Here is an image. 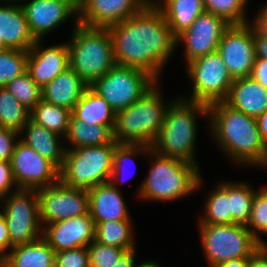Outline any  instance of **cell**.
<instances>
[{
  "label": "cell",
  "instance_id": "1",
  "mask_svg": "<svg viewBox=\"0 0 267 267\" xmlns=\"http://www.w3.org/2000/svg\"><path fill=\"white\" fill-rule=\"evenodd\" d=\"M115 63L141 69L158 82L177 38L159 8L144 6L136 15L108 27Z\"/></svg>",
  "mask_w": 267,
  "mask_h": 267
},
{
  "label": "cell",
  "instance_id": "2",
  "mask_svg": "<svg viewBox=\"0 0 267 267\" xmlns=\"http://www.w3.org/2000/svg\"><path fill=\"white\" fill-rule=\"evenodd\" d=\"M207 119L210 134L231 161L251 167L263 165L267 147L261 139L255 117L218 101L208 106Z\"/></svg>",
  "mask_w": 267,
  "mask_h": 267
},
{
  "label": "cell",
  "instance_id": "3",
  "mask_svg": "<svg viewBox=\"0 0 267 267\" xmlns=\"http://www.w3.org/2000/svg\"><path fill=\"white\" fill-rule=\"evenodd\" d=\"M178 98L169 101L160 132L151 148L159 155L187 161L199 168L194 151L198 136L197 117H208V105L181 96Z\"/></svg>",
  "mask_w": 267,
  "mask_h": 267
},
{
  "label": "cell",
  "instance_id": "4",
  "mask_svg": "<svg viewBox=\"0 0 267 267\" xmlns=\"http://www.w3.org/2000/svg\"><path fill=\"white\" fill-rule=\"evenodd\" d=\"M144 157L152 163L138 188V197L150 202H172L189 196L203 184L200 168L187 161L162 156L150 150Z\"/></svg>",
  "mask_w": 267,
  "mask_h": 267
},
{
  "label": "cell",
  "instance_id": "5",
  "mask_svg": "<svg viewBox=\"0 0 267 267\" xmlns=\"http://www.w3.org/2000/svg\"><path fill=\"white\" fill-rule=\"evenodd\" d=\"M68 41L69 67L88 85L104 76L116 63L108 28L89 27L74 18Z\"/></svg>",
  "mask_w": 267,
  "mask_h": 267
},
{
  "label": "cell",
  "instance_id": "6",
  "mask_svg": "<svg viewBox=\"0 0 267 267\" xmlns=\"http://www.w3.org/2000/svg\"><path fill=\"white\" fill-rule=\"evenodd\" d=\"M158 85L157 82L136 102L116 112L113 130L116 143L153 145L170 105L164 102Z\"/></svg>",
  "mask_w": 267,
  "mask_h": 267
},
{
  "label": "cell",
  "instance_id": "7",
  "mask_svg": "<svg viewBox=\"0 0 267 267\" xmlns=\"http://www.w3.org/2000/svg\"><path fill=\"white\" fill-rule=\"evenodd\" d=\"M118 143L66 149L59 180L71 188L89 191L110 180Z\"/></svg>",
  "mask_w": 267,
  "mask_h": 267
},
{
  "label": "cell",
  "instance_id": "8",
  "mask_svg": "<svg viewBox=\"0 0 267 267\" xmlns=\"http://www.w3.org/2000/svg\"><path fill=\"white\" fill-rule=\"evenodd\" d=\"M208 266L240 257H250L259 247L255 236L243 224H197Z\"/></svg>",
  "mask_w": 267,
  "mask_h": 267
},
{
  "label": "cell",
  "instance_id": "9",
  "mask_svg": "<svg viewBox=\"0 0 267 267\" xmlns=\"http://www.w3.org/2000/svg\"><path fill=\"white\" fill-rule=\"evenodd\" d=\"M157 82L141 69L115 65L90 87L118 112L140 99Z\"/></svg>",
  "mask_w": 267,
  "mask_h": 267
},
{
  "label": "cell",
  "instance_id": "10",
  "mask_svg": "<svg viewBox=\"0 0 267 267\" xmlns=\"http://www.w3.org/2000/svg\"><path fill=\"white\" fill-rule=\"evenodd\" d=\"M186 66L193 90L190 98L184 99L209 106L227 98L233 79L217 51L198 57Z\"/></svg>",
  "mask_w": 267,
  "mask_h": 267
},
{
  "label": "cell",
  "instance_id": "11",
  "mask_svg": "<svg viewBox=\"0 0 267 267\" xmlns=\"http://www.w3.org/2000/svg\"><path fill=\"white\" fill-rule=\"evenodd\" d=\"M1 211L9 231L11 248L28 244L42 236L36 190L18 189L0 199Z\"/></svg>",
  "mask_w": 267,
  "mask_h": 267
},
{
  "label": "cell",
  "instance_id": "12",
  "mask_svg": "<svg viewBox=\"0 0 267 267\" xmlns=\"http://www.w3.org/2000/svg\"><path fill=\"white\" fill-rule=\"evenodd\" d=\"M36 192L42 227L89 212L88 191L71 188L60 180Z\"/></svg>",
  "mask_w": 267,
  "mask_h": 267
},
{
  "label": "cell",
  "instance_id": "13",
  "mask_svg": "<svg viewBox=\"0 0 267 267\" xmlns=\"http://www.w3.org/2000/svg\"><path fill=\"white\" fill-rule=\"evenodd\" d=\"M10 164L18 189L38 190L59 181V169L20 140Z\"/></svg>",
  "mask_w": 267,
  "mask_h": 267
},
{
  "label": "cell",
  "instance_id": "14",
  "mask_svg": "<svg viewBox=\"0 0 267 267\" xmlns=\"http://www.w3.org/2000/svg\"><path fill=\"white\" fill-rule=\"evenodd\" d=\"M217 52L233 80L250 76L256 58L253 28L248 23L230 25L221 38Z\"/></svg>",
  "mask_w": 267,
  "mask_h": 267
},
{
  "label": "cell",
  "instance_id": "15",
  "mask_svg": "<svg viewBox=\"0 0 267 267\" xmlns=\"http://www.w3.org/2000/svg\"><path fill=\"white\" fill-rule=\"evenodd\" d=\"M225 19L209 12L201 13L191 26L177 37L185 48L186 63L217 51L224 32L230 27Z\"/></svg>",
  "mask_w": 267,
  "mask_h": 267
},
{
  "label": "cell",
  "instance_id": "16",
  "mask_svg": "<svg viewBox=\"0 0 267 267\" xmlns=\"http://www.w3.org/2000/svg\"><path fill=\"white\" fill-rule=\"evenodd\" d=\"M28 2V3H27ZM22 4L35 40L53 31L68 18H78V0H28Z\"/></svg>",
  "mask_w": 267,
  "mask_h": 267
},
{
  "label": "cell",
  "instance_id": "17",
  "mask_svg": "<svg viewBox=\"0 0 267 267\" xmlns=\"http://www.w3.org/2000/svg\"><path fill=\"white\" fill-rule=\"evenodd\" d=\"M144 6L143 0H78V22L108 28L136 15Z\"/></svg>",
  "mask_w": 267,
  "mask_h": 267
},
{
  "label": "cell",
  "instance_id": "18",
  "mask_svg": "<svg viewBox=\"0 0 267 267\" xmlns=\"http://www.w3.org/2000/svg\"><path fill=\"white\" fill-rule=\"evenodd\" d=\"M95 226L88 212L84 215L44 225L42 237L55 252L87 247L95 240Z\"/></svg>",
  "mask_w": 267,
  "mask_h": 267
},
{
  "label": "cell",
  "instance_id": "19",
  "mask_svg": "<svg viewBox=\"0 0 267 267\" xmlns=\"http://www.w3.org/2000/svg\"><path fill=\"white\" fill-rule=\"evenodd\" d=\"M42 46L41 40H36L27 57V71L41 89L69 67L67 42Z\"/></svg>",
  "mask_w": 267,
  "mask_h": 267
},
{
  "label": "cell",
  "instance_id": "20",
  "mask_svg": "<svg viewBox=\"0 0 267 267\" xmlns=\"http://www.w3.org/2000/svg\"><path fill=\"white\" fill-rule=\"evenodd\" d=\"M89 213L95 223L132 220L120 189L110 181L93 186L89 191Z\"/></svg>",
  "mask_w": 267,
  "mask_h": 267
},
{
  "label": "cell",
  "instance_id": "21",
  "mask_svg": "<svg viewBox=\"0 0 267 267\" xmlns=\"http://www.w3.org/2000/svg\"><path fill=\"white\" fill-rule=\"evenodd\" d=\"M35 42L22 5L0 4V43L2 46L6 49L29 51Z\"/></svg>",
  "mask_w": 267,
  "mask_h": 267
},
{
  "label": "cell",
  "instance_id": "22",
  "mask_svg": "<svg viewBox=\"0 0 267 267\" xmlns=\"http://www.w3.org/2000/svg\"><path fill=\"white\" fill-rule=\"evenodd\" d=\"M224 102L257 118L267 109V90L251 76L234 79Z\"/></svg>",
  "mask_w": 267,
  "mask_h": 267
},
{
  "label": "cell",
  "instance_id": "23",
  "mask_svg": "<svg viewBox=\"0 0 267 267\" xmlns=\"http://www.w3.org/2000/svg\"><path fill=\"white\" fill-rule=\"evenodd\" d=\"M87 87L88 85L68 67L41 89L42 100L72 111Z\"/></svg>",
  "mask_w": 267,
  "mask_h": 267
},
{
  "label": "cell",
  "instance_id": "24",
  "mask_svg": "<svg viewBox=\"0 0 267 267\" xmlns=\"http://www.w3.org/2000/svg\"><path fill=\"white\" fill-rule=\"evenodd\" d=\"M21 133L25 135L19 138L20 141L35 150L42 157L50 160L59 170L61 169L66 150L60 141L63 137L53 131H49L31 119L28 120L20 131V135H23Z\"/></svg>",
  "mask_w": 267,
  "mask_h": 267
},
{
  "label": "cell",
  "instance_id": "25",
  "mask_svg": "<svg viewBox=\"0 0 267 267\" xmlns=\"http://www.w3.org/2000/svg\"><path fill=\"white\" fill-rule=\"evenodd\" d=\"M1 267H55V251L41 236L28 244L13 246Z\"/></svg>",
  "mask_w": 267,
  "mask_h": 267
},
{
  "label": "cell",
  "instance_id": "26",
  "mask_svg": "<svg viewBox=\"0 0 267 267\" xmlns=\"http://www.w3.org/2000/svg\"><path fill=\"white\" fill-rule=\"evenodd\" d=\"M71 115L88 124L115 127L116 112L109 103L90 86L87 87L80 100L75 104Z\"/></svg>",
  "mask_w": 267,
  "mask_h": 267
},
{
  "label": "cell",
  "instance_id": "27",
  "mask_svg": "<svg viewBox=\"0 0 267 267\" xmlns=\"http://www.w3.org/2000/svg\"><path fill=\"white\" fill-rule=\"evenodd\" d=\"M64 141L68 142L70 147L66 149H75L87 146H100L111 144L114 141L113 131L108 126L96 124H86L84 121L70 116L69 126Z\"/></svg>",
  "mask_w": 267,
  "mask_h": 267
},
{
  "label": "cell",
  "instance_id": "28",
  "mask_svg": "<svg viewBox=\"0 0 267 267\" xmlns=\"http://www.w3.org/2000/svg\"><path fill=\"white\" fill-rule=\"evenodd\" d=\"M159 9L176 38L205 12L203 0H167Z\"/></svg>",
  "mask_w": 267,
  "mask_h": 267
},
{
  "label": "cell",
  "instance_id": "29",
  "mask_svg": "<svg viewBox=\"0 0 267 267\" xmlns=\"http://www.w3.org/2000/svg\"><path fill=\"white\" fill-rule=\"evenodd\" d=\"M206 198L203 214L198 224H232L230 211V180L223 181L210 190Z\"/></svg>",
  "mask_w": 267,
  "mask_h": 267
},
{
  "label": "cell",
  "instance_id": "30",
  "mask_svg": "<svg viewBox=\"0 0 267 267\" xmlns=\"http://www.w3.org/2000/svg\"><path fill=\"white\" fill-rule=\"evenodd\" d=\"M132 220L107 221L95 226V241L125 250L135 247Z\"/></svg>",
  "mask_w": 267,
  "mask_h": 267
},
{
  "label": "cell",
  "instance_id": "31",
  "mask_svg": "<svg viewBox=\"0 0 267 267\" xmlns=\"http://www.w3.org/2000/svg\"><path fill=\"white\" fill-rule=\"evenodd\" d=\"M71 111L41 100L31 111L30 119L49 131L65 137L68 131Z\"/></svg>",
  "mask_w": 267,
  "mask_h": 267
},
{
  "label": "cell",
  "instance_id": "32",
  "mask_svg": "<svg viewBox=\"0 0 267 267\" xmlns=\"http://www.w3.org/2000/svg\"><path fill=\"white\" fill-rule=\"evenodd\" d=\"M30 119V110L22 105L6 87H0V127L20 133Z\"/></svg>",
  "mask_w": 267,
  "mask_h": 267
},
{
  "label": "cell",
  "instance_id": "33",
  "mask_svg": "<svg viewBox=\"0 0 267 267\" xmlns=\"http://www.w3.org/2000/svg\"><path fill=\"white\" fill-rule=\"evenodd\" d=\"M255 189L245 182L230 181V211L232 224L247 225L255 196Z\"/></svg>",
  "mask_w": 267,
  "mask_h": 267
},
{
  "label": "cell",
  "instance_id": "34",
  "mask_svg": "<svg viewBox=\"0 0 267 267\" xmlns=\"http://www.w3.org/2000/svg\"><path fill=\"white\" fill-rule=\"evenodd\" d=\"M249 0H203L205 11L222 17L231 25L247 24L246 6Z\"/></svg>",
  "mask_w": 267,
  "mask_h": 267
},
{
  "label": "cell",
  "instance_id": "35",
  "mask_svg": "<svg viewBox=\"0 0 267 267\" xmlns=\"http://www.w3.org/2000/svg\"><path fill=\"white\" fill-rule=\"evenodd\" d=\"M151 149V146L140 144H117L114 149L113 169L109 181L114 186H116V184L124 183V180L129 178L124 172L126 171V164L131 160L134 163V156H139V154L143 156L145 154L146 156ZM125 175L127 177L124 179Z\"/></svg>",
  "mask_w": 267,
  "mask_h": 267
},
{
  "label": "cell",
  "instance_id": "36",
  "mask_svg": "<svg viewBox=\"0 0 267 267\" xmlns=\"http://www.w3.org/2000/svg\"><path fill=\"white\" fill-rule=\"evenodd\" d=\"M5 87L30 111L42 100L41 88L32 80L27 70Z\"/></svg>",
  "mask_w": 267,
  "mask_h": 267
},
{
  "label": "cell",
  "instance_id": "37",
  "mask_svg": "<svg viewBox=\"0 0 267 267\" xmlns=\"http://www.w3.org/2000/svg\"><path fill=\"white\" fill-rule=\"evenodd\" d=\"M28 51L4 48L0 52V87L27 70Z\"/></svg>",
  "mask_w": 267,
  "mask_h": 267
},
{
  "label": "cell",
  "instance_id": "38",
  "mask_svg": "<svg viewBox=\"0 0 267 267\" xmlns=\"http://www.w3.org/2000/svg\"><path fill=\"white\" fill-rule=\"evenodd\" d=\"M246 226L260 246H267L260 236V233L267 235V186L255 191L251 216Z\"/></svg>",
  "mask_w": 267,
  "mask_h": 267
},
{
  "label": "cell",
  "instance_id": "39",
  "mask_svg": "<svg viewBox=\"0 0 267 267\" xmlns=\"http://www.w3.org/2000/svg\"><path fill=\"white\" fill-rule=\"evenodd\" d=\"M90 267L113 266L126 251L119 247L100 244L93 240L88 246Z\"/></svg>",
  "mask_w": 267,
  "mask_h": 267
},
{
  "label": "cell",
  "instance_id": "40",
  "mask_svg": "<svg viewBox=\"0 0 267 267\" xmlns=\"http://www.w3.org/2000/svg\"><path fill=\"white\" fill-rule=\"evenodd\" d=\"M55 267H90L87 247L55 252Z\"/></svg>",
  "mask_w": 267,
  "mask_h": 267
},
{
  "label": "cell",
  "instance_id": "41",
  "mask_svg": "<svg viewBox=\"0 0 267 267\" xmlns=\"http://www.w3.org/2000/svg\"><path fill=\"white\" fill-rule=\"evenodd\" d=\"M20 133L15 130L0 127V160L10 161L14 147L18 142ZM17 140V141H16Z\"/></svg>",
  "mask_w": 267,
  "mask_h": 267
},
{
  "label": "cell",
  "instance_id": "42",
  "mask_svg": "<svg viewBox=\"0 0 267 267\" xmlns=\"http://www.w3.org/2000/svg\"><path fill=\"white\" fill-rule=\"evenodd\" d=\"M16 190L18 187L13 177L10 161L0 160V199Z\"/></svg>",
  "mask_w": 267,
  "mask_h": 267
},
{
  "label": "cell",
  "instance_id": "43",
  "mask_svg": "<svg viewBox=\"0 0 267 267\" xmlns=\"http://www.w3.org/2000/svg\"><path fill=\"white\" fill-rule=\"evenodd\" d=\"M261 7L259 12L256 13V18L252 22L249 21L248 24L259 36L267 37V2Z\"/></svg>",
  "mask_w": 267,
  "mask_h": 267
},
{
  "label": "cell",
  "instance_id": "44",
  "mask_svg": "<svg viewBox=\"0 0 267 267\" xmlns=\"http://www.w3.org/2000/svg\"><path fill=\"white\" fill-rule=\"evenodd\" d=\"M11 250V241L9 236V231L2 211L0 210V261H2Z\"/></svg>",
  "mask_w": 267,
  "mask_h": 267
},
{
  "label": "cell",
  "instance_id": "45",
  "mask_svg": "<svg viewBox=\"0 0 267 267\" xmlns=\"http://www.w3.org/2000/svg\"><path fill=\"white\" fill-rule=\"evenodd\" d=\"M250 76L267 90V60L255 58Z\"/></svg>",
  "mask_w": 267,
  "mask_h": 267
},
{
  "label": "cell",
  "instance_id": "46",
  "mask_svg": "<svg viewBox=\"0 0 267 267\" xmlns=\"http://www.w3.org/2000/svg\"><path fill=\"white\" fill-rule=\"evenodd\" d=\"M248 267H267V246H260L249 257Z\"/></svg>",
  "mask_w": 267,
  "mask_h": 267
},
{
  "label": "cell",
  "instance_id": "47",
  "mask_svg": "<svg viewBox=\"0 0 267 267\" xmlns=\"http://www.w3.org/2000/svg\"><path fill=\"white\" fill-rule=\"evenodd\" d=\"M136 248L126 250L117 262L110 267H135L136 264Z\"/></svg>",
  "mask_w": 267,
  "mask_h": 267
},
{
  "label": "cell",
  "instance_id": "48",
  "mask_svg": "<svg viewBox=\"0 0 267 267\" xmlns=\"http://www.w3.org/2000/svg\"><path fill=\"white\" fill-rule=\"evenodd\" d=\"M254 47L256 58H262L267 60V37L259 36L254 31Z\"/></svg>",
  "mask_w": 267,
  "mask_h": 267
},
{
  "label": "cell",
  "instance_id": "49",
  "mask_svg": "<svg viewBox=\"0 0 267 267\" xmlns=\"http://www.w3.org/2000/svg\"><path fill=\"white\" fill-rule=\"evenodd\" d=\"M261 139L267 147V109L256 118Z\"/></svg>",
  "mask_w": 267,
  "mask_h": 267
},
{
  "label": "cell",
  "instance_id": "50",
  "mask_svg": "<svg viewBox=\"0 0 267 267\" xmlns=\"http://www.w3.org/2000/svg\"><path fill=\"white\" fill-rule=\"evenodd\" d=\"M249 257H240L220 263L214 267H248Z\"/></svg>",
  "mask_w": 267,
  "mask_h": 267
},
{
  "label": "cell",
  "instance_id": "51",
  "mask_svg": "<svg viewBox=\"0 0 267 267\" xmlns=\"http://www.w3.org/2000/svg\"><path fill=\"white\" fill-rule=\"evenodd\" d=\"M167 0H143L146 7L160 8Z\"/></svg>",
  "mask_w": 267,
  "mask_h": 267
},
{
  "label": "cell",
  "instance_id": "52",
  "mask_svg": "<svg viewBox=\"0 0 267 267\" xmlns=\"http://www.w3.org/2000/svg\"><path fill=\"white\" fill-rule=\"evenodd\" d=\"M135 267H160L157 262L154 261H143L140 264H135Z\"/></svg>",
  "mask_w": 267,
  "mask_h": 267
},
{
  "label": "cell",
  "instance_id": "53",
  "mask_svg": "<svg viewBox=\"0 0 267 267\" xmlns=\"http://www.w3.org/2000/svg\"><path fill=\"white\" fill-rule=\"evenodd\" d=\"M22 1H25V0H22ZM7 4V2L9 3V4H17V5H22V3H20L21 2V0H0V3L1 4ZM17 2V3H16ZM18 2H19V4H18Z\"/></svg>",
  "mask_w": 267,
  "mask_h": 267
},
{
  "label": "cell",
  "instance_id": "54",
  "mask_svg": "<svg viewBox=\"0 0 267 267\" xmlns=\"http://www.w3.org/2000/svg\"><path fill=\"white\" fill-rule=\"evenodd\" d=\"M267 168V156H266V160L264 161L263 165L261 166V168Z\"/></svg>",
  "mask_w": 267,
  "mask_h": 267
},
{
  "label": "cell",
  "instance_id": "55",
  "mask_svg": "<svg viewBox=\"0 0 267 267\" xmlns=\"http://www.w3.org/2000/svg\"><path fill=\"white\" fill-rule=\"evenodd\" d=\"M4 49V47L2 46V44L0 43V52Z\"/></svg>",
  "mask_w": 267,
  "mask_h": 267
}]
</instances>
